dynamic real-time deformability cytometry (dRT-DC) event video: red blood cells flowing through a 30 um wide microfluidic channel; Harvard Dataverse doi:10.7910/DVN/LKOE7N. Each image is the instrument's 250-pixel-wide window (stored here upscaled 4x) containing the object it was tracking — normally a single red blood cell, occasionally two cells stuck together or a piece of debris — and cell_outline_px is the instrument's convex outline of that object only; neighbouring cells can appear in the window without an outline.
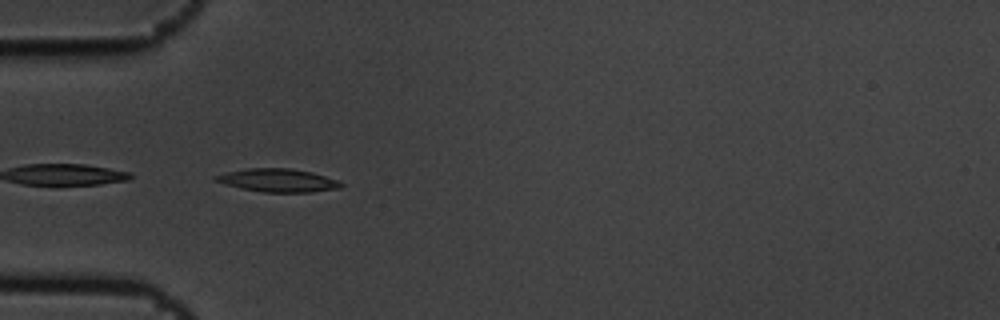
{"species": "common noctule bat (a hibernating species)", "species_latin": "Nyctalus noctula", "temperature_condition": "cold", "stored_images_in_passage": 4, "camera_frame_rate_fps": 3000, "um_per_image_px": 0.085, "animal": {"sex": "male", "body_mass_g": 19.5, "forearm_length_mm": 54.6}, "frame": {"image": 1, "passage_image": 3, "time_ms": 0.667, "image_size_px": [1000, 320], "cell_outline_px": [[344, 184], [340, 188], [312, 192], [264, 192], [240, 188], [224, 184], [212, 180], [212, 176], [228, 172], [248, 168], [292, 168], [312, 172], [336, 180]], "centroid_in_image_um": [23.59, 15.33], "position_along_channel_um": 61.4, "area_um2": 16.94}}